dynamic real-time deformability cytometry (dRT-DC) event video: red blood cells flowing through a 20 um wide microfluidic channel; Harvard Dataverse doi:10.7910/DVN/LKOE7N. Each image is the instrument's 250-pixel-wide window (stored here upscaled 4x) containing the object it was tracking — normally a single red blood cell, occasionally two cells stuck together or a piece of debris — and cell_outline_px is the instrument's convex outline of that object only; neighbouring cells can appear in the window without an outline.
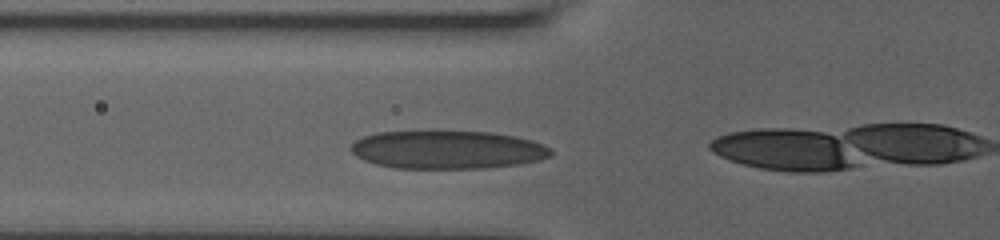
{"species": "human", "species_latin": "Homo sapiens", "temperature_condition": "room temperature", "stored_images_in_passage": 43, "camera_frame_rate_fps": 3000, "um_per_image_px": 0.085, "donor": {"sex": "male"}, "frame": {"image": 1, "passage_image": 19, "time_ms": 6.0, "image_size_px": [1000, 240], "cell_outline_px": [[552, 156], [540, 160], [520, 164], [484, 168], [392, 168], [376, 164], [364, 160], [356, 156], [348, 148], [356, 140], [364, 136], [380, 132], [492, 132], [516, 136], [532, 140], [544, 144], [552, 148]], "centroid_in_image_um": [38.07, 12.74], "position_along_channel_um": 87.7, "area_um2": 44.56}}
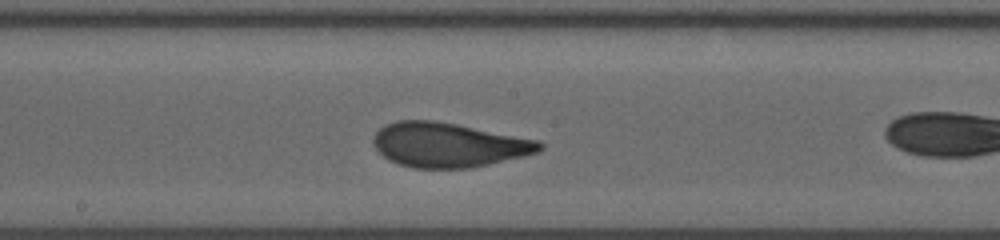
{"frame": {"image": 2, "passage_image": 29, "time_ms": 9.333, "image_size_px": [1000, 240], "cell_outline_px": [[544, 148], [536, 152], [524, 156], [472, 168], [412, 168], [388, 160], [376, 148], [372, 140], [376, 132], [380, 128], [396, 120], [432, 120], [456, 124], [540, 140], [544, 144]], "centroid_in_image_um": [38.14, 12.32], "position_along_channel_um": 210.1, "area_um2": 43.06}}
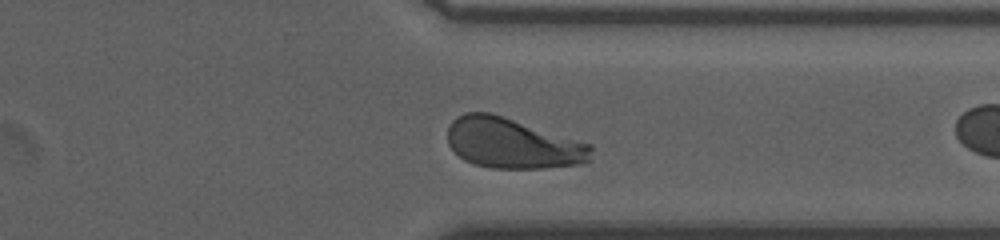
{"frame": {"image": 3, "passage_image": 42, "time_ms": 13.667, "image_size_px": [1000, 240], "cell_outline_px": [[592, 160], [580, 164], [544, 168], [492, 168], [472, 164], [464, 160], [448, 144], [448, 124], [456, 116], [464, 112], [488, 112], [592, 144]], "centroid_in_image_um": [43.56, 12.19], "position_along_channel_um": 367.8, "area_um2": 42.14}}